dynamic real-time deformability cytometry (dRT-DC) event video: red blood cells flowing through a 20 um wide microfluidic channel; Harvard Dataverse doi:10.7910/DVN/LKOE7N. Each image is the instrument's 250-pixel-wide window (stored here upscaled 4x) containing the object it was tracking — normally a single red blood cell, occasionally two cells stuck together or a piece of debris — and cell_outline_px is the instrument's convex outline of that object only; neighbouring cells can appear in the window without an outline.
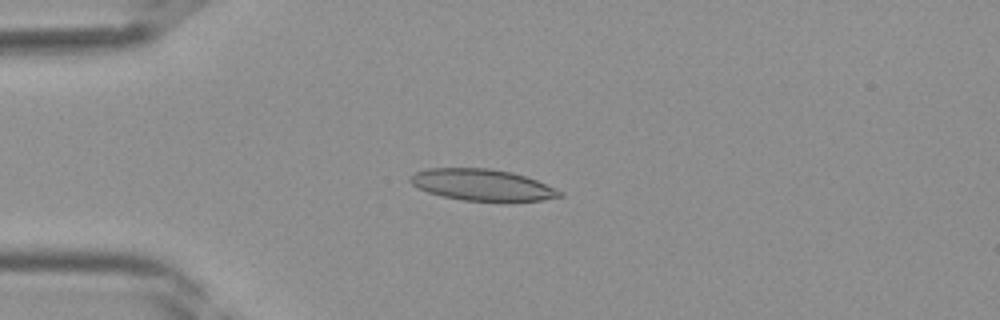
{"species": "Egyptian fruit bat (a non-hibernating species)", "species_latin": "Rousettus aegyptiacus", "temperature_condition": "room temperature", "stored_images_in_passage": 39, "camera_frame_rate_fps": 3000, "um_per_image_px": 0.085, "frame": {"image": 1, "passage_image": 9, "time_ms": 2.667, "image_size_px": [1000, 320], "cell_outline_px": [[564, 196], [544, 200], [512, 204], [464, 200], [444, 196], [428, 192], [412, 184], [408, 180], [408, 176], [416, 172], [428, 168], [488, 168], [512, 172], [536, 180], [564, 192]], "centroid_in_image_um": [41.06, 15.75], "position_along_channel_um": 43.9, "area_um2": 28.15}}
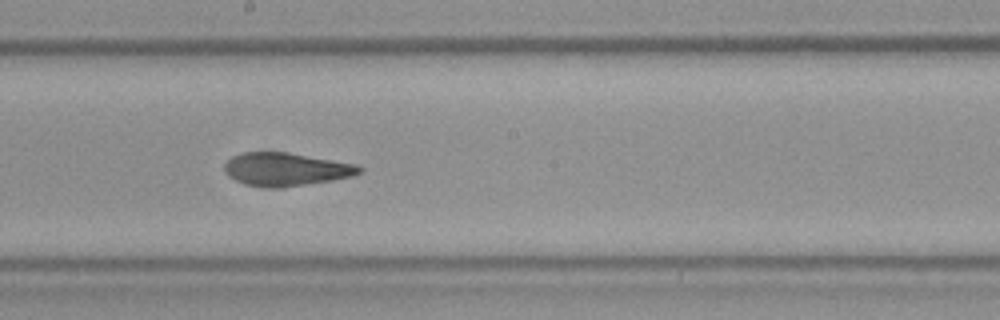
{"frame": {"image": 2, "passage_image": 21, "time_ms": 6.667, "image_size_px": [1000, 320], "cell_outline_px": [[364, 168], [360, 172], [352, 176], [332, 180], [276, 188], [244, 184], [228, 176], [224, 172], [224, 164], [232, 156], [244, 152], [288, 152], [360, 164]], "centroid_in_image_um": [24.32, 14.37], "position_along_channel_um": 223.9, "area_um2": 26.07}}
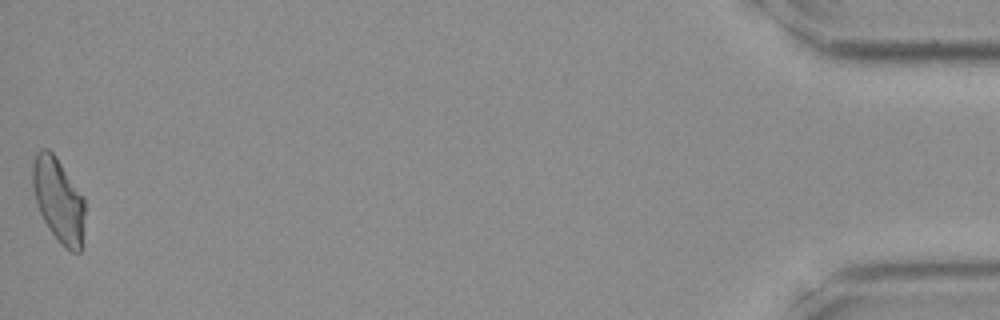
{"frame": {"image": 3, "passage_image": 39, "time_ms": 12.667, "image_size_px": [1000, 320], "cell_outline_px": [[84, 248], [80, 252], [72, 252], [60, 244], [48, 228], [40, 212], [36, 200], [32, 184], [32, 164], [36, 152], [40, 148], [48, 148], [56, 156], [84, 196]], "centroid_in_image_um": [5.0, 17.02], "position_along_channel_um": 430.2, "area_um2": 26.13}}